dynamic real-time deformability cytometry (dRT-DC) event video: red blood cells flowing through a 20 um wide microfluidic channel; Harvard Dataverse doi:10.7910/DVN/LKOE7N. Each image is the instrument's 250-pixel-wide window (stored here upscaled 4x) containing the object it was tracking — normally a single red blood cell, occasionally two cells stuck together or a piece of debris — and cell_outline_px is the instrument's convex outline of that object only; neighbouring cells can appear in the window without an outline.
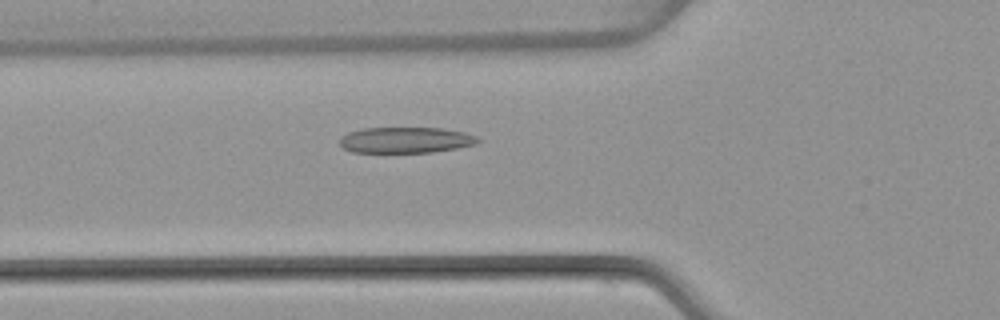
{"species": "common noctule bat (a hibernating species)", "species_latin": "Nyctalus noctula", "temperature_condition": "warm", "stored_images_in_passage": 39, "camera_frame_rate_fps": 3000, "um_per_image_px": 0.085, "animal": {"sex": "female", "body_mass_g": 22.7, "forearm_length_mm": 54.2}, "frame": {"image": 1, "passage_image": 7, "time_ms": 2.0, "image_size_px": [1000, 320], "cell_outline_px": [[480, 140], [476, 144], [456, 148], [432, 152], [352, 152], [344, 148], [340, 144], [340, 136], [348, 132], [364, 128], [444, 128], [464, 132], [476, 136]], "centroid_in_image_um": [34.47, 11.9], "position_along_channel_um": 91.3, "area_um2": 20.81}}
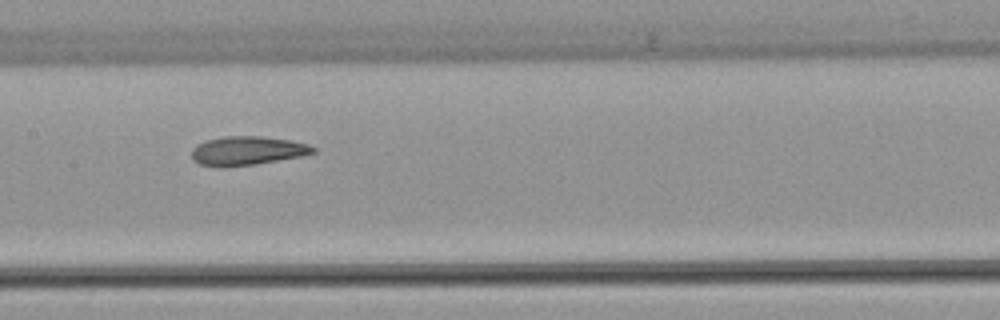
{"frame": {"image": 2, "passage_image": 14, "time_ms": 4.333, "image_size_px": [1000, 320], "cell_outline_px": [[316, 152], [304, 156], [256, 164], [224, 168], [220, 168], [200, 164], [192, 160], [192, 148], [196, 144], [204, 140], [224, 136], [260, 136], [288, 140], [308, 144], [316, 148]], "centroid_in_image_um": [20.99, 12.82], "position_along_channel_um": 186.4, "area_um2": 20.81}}
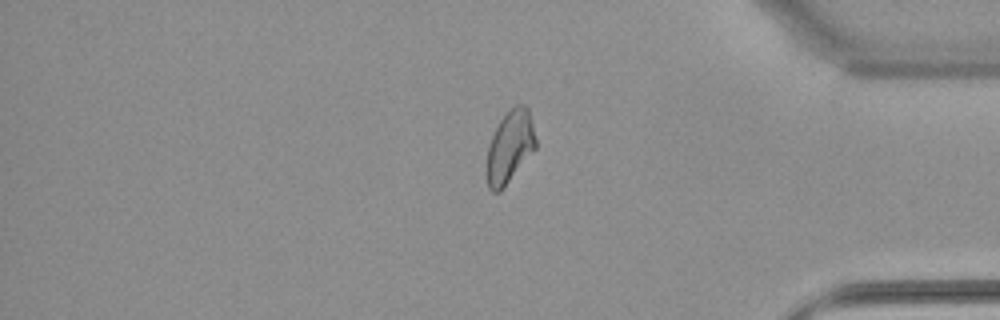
{"frame": {"image": 3, "passage_image": 31, "time_ms": 10.0, "image_size_px": [1000, 320], "cell_outline_px": [[536, 148], [500, 192], [492, 192], [488, 188], [484, 172], [488, 148], [492, 136], [500, 120], [516, 104], [524, 104], [528, 108], [536, 140]], "centroid_in_image_um": [43.3, 12.53], "position_along_channel_um": 391.9, "area_um2": 20.69}, "authors_computed_cell_mechanics": {"area_um2": 20.8658, "velocity_mm_per_s": 4.0557, "shape_relaxation_time_tau1_ms": null, "shape_relaxation_time_tau2_ms": 2.9929, "deformation_change_tau1": null, "deformation_change_tau2": 0.0942}}